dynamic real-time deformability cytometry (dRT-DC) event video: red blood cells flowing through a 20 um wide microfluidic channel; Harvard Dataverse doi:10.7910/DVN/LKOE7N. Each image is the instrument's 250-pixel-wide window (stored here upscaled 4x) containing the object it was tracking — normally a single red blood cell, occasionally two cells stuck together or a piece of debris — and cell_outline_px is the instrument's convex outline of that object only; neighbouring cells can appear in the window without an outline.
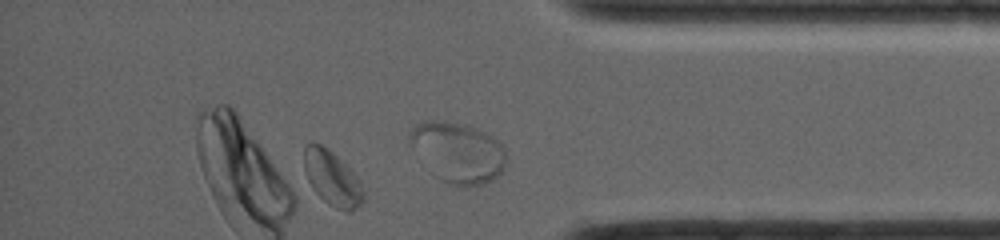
{"species": "common noctule bat (a hibernating species)", "species_latin": "Nyctalus noctula", "temperature_condition": "room temperature", "stored_images_in_passage": 21, "camera_frame_rate_fps": 4000, "um_per_image_px": 0.085, "animal": {"sex": "female", "body_mass_g": 19.0, "forearm_length_mm": 56.7}, "frame": {"image": 1, "passage_image": 21, "time_ms": 8.75, "image_size_px": [1000, 240], "cell_outline_px": [[504, 168], [492, 180], [484, 184], [464, 188], [460, 188], [448, 184], [440, 180], [436, 176], [408, 144], [408, 132], [416, 124], [424, 120], [444, 120], [464, 124], [484, 132], [492, 136], [504, 148]], "centroid_in_image_um": [38.87, 12.95], "position_along_channel_um": 396.3, "area_um2": 34.1}, "authors_computed_cell_mechanics": {"area_um2": 17.4556, "velocity_mm_per_s": 4.0634, "shape_relaxation_time_tau1_ms": 5.795, "shape_relaxation_time_tau2_ms": null, "deformation_change_tau1": 0.1015, "deformation_change_tau2": null}}